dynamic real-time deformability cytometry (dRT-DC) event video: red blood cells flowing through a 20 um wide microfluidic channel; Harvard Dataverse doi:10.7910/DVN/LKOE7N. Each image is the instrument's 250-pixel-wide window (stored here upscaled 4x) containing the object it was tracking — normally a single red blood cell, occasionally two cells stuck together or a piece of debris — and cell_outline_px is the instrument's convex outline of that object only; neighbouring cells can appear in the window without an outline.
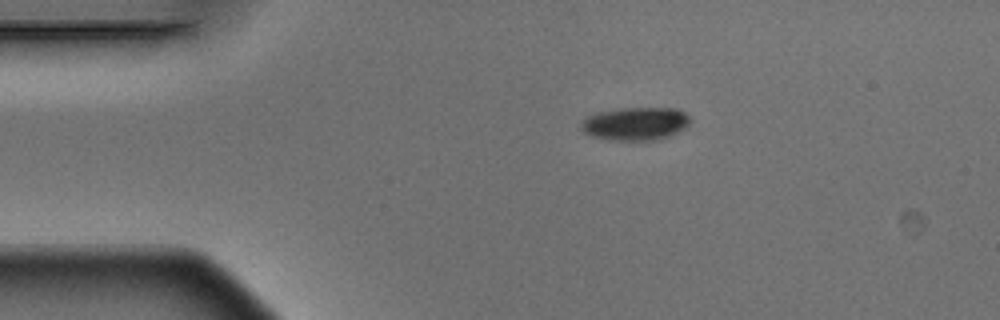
{"species": "Egyptian fruit bat (a non-hibernating species)", "species_latin": "Rousettus aegyptiacus", "temperature_condition": "warm", "stored_images_in_passage": 6, "segment_of_instrument_passage": [2, 2], "camera_frame_rate_fps": 3000, "um_per_image_px": 0.085, "animal": {"sex": "male"}, "frame": {"image": 1, "passage_image": 6, "time_ms": 1.667, "image_size_px": [1000, 320], "cell_outline_px": [[688, 124], [684, 128], [660, 140], [608, 140], [592, 136], [584, 132], [580, 128], [580, 124], [588, 116], [600, 112], [620, 108], [676, 108], [684, 112], [688, 116]], "centroid_in_image_um": [53.99, 10.52], "position_along_channel_um": 31.0, "area_um2": 20.87}}